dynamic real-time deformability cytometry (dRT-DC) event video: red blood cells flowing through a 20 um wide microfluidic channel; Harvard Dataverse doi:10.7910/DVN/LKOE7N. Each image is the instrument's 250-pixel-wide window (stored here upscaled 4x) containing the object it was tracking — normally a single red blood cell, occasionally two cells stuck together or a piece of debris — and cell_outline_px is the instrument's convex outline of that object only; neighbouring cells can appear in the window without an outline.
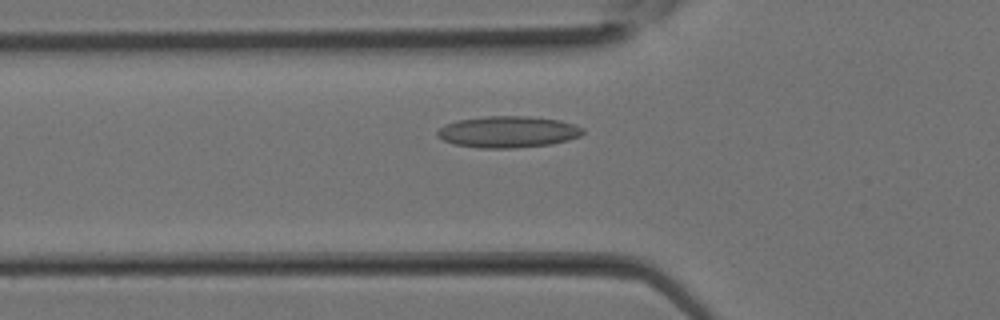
{"species": "Egyptian fruit bat (a non-hibernating species)", "species_latin": "Rousettus aegyptiacus", "temperature_condition": "room temperature", "stored_images_in_passage": 21, "camera_frame_rate_fps": 3000, "um_per_image_px": 0.085, "animal": {"sex": "female"}, "frame": {"image": 1, "passage_image": 9, "time_ms": 2.667, "image_size_px": [1000, 320], "cell_outline_px": [[584, 132], [580, 136], [568, 140], [552, 144], [512, 148], [480, 148], [456, 144], [444, 140], [436, 136], [436, 132], [444, 124], [456, 120], [488, 116], [528, 116], [560, 120], [584, 128]], "centroid_in_image_um": [43.17, 11.2], "position_along_channel_um": 82.6, "area_um2": 26.7}}
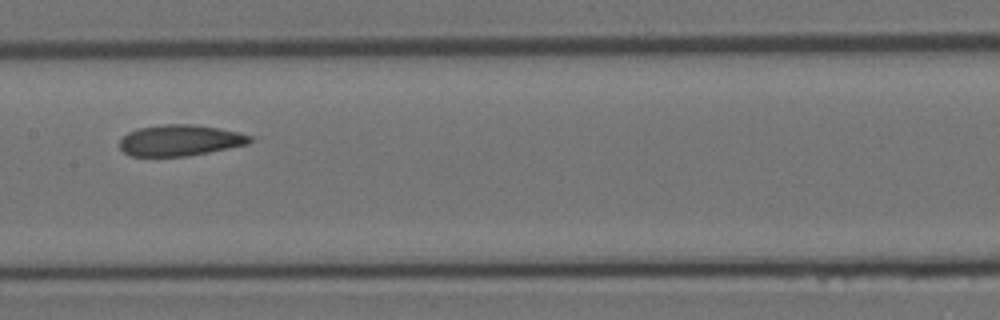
{"frame": {"image": 2, "passage_image": 14, "time_ms": 4.333, "image_size_px": [1000, 320], "cell_outline_px": [[252, 140], [248, 144], [188, 156], [132, 156], [124, 152], [120, 148], [120, 140], [128, 132], [140, 128], [160, 124], [192, 124], [240, 132], [252, 136]], "centroid_in_image_um": [15.3, 11.93], "position_along_channel_um": 192.1, "area_um2": 23.47}}
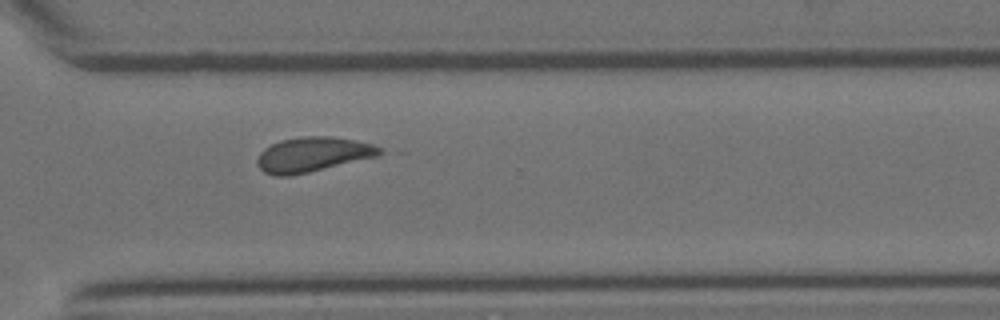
{"frame": {"image": 3, "passage_image": 21, "time_ms": 6.667, "image_size_px": [1000, 320], "cell_outline_px": [[380, 156], [308, 172], [288, 176], [276, 176], [264, 172], [256, 164], [256, 160], [260, 152], [264, 148], [280, 140], [304, 136], [332, 136], [372, 144], [380, 148]], "centroid_in_image_um": [26.55, 13.13], "position_along_channel_um": 344.1, "area_um2": 24.68}}